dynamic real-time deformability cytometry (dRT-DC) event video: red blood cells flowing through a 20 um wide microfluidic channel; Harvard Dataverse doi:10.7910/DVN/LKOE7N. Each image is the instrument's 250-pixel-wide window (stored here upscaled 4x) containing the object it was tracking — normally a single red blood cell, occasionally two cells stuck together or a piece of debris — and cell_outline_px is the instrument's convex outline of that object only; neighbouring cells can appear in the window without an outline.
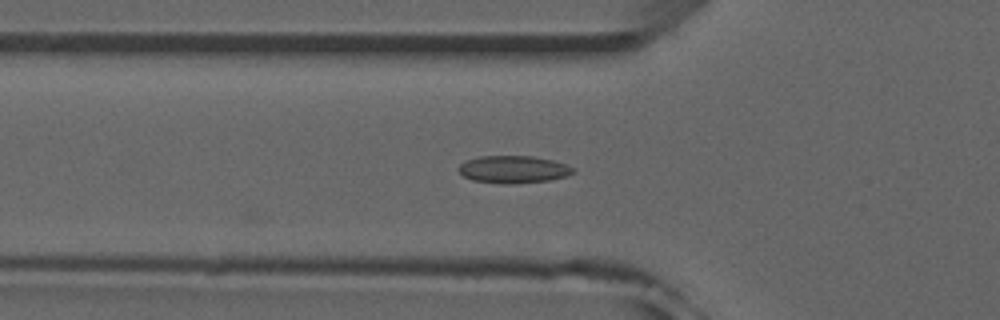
{"species": "common noctule bat (a hibernating species)", "species_latin": "Nyctalus noctula", "temperature_condition": "room temperature", "stored_images_in_passage": 39, "camera_frame_rate_fps": 3000, "um_per_image_px": 0.085, "animal": {"sex": "male", "forearm_length_mm": 52.5}, "frame": {"image": 1, "passage_image": 5, "time_ms": 1.333, "image_size_px": [1000, 320], "cell_outline_px": [[576, 172], [564, 176], [548, 180], [512, 184], [500, 184], [472, 180], [464, 176], [456, 168], [464, 160], [480, 156], [532, 156], [552, 160], [576, 168]], "centroid_in_image_um": [43.6, 14.4], "position_along_channel_um": 82.2, "area_um2": 18.38}}
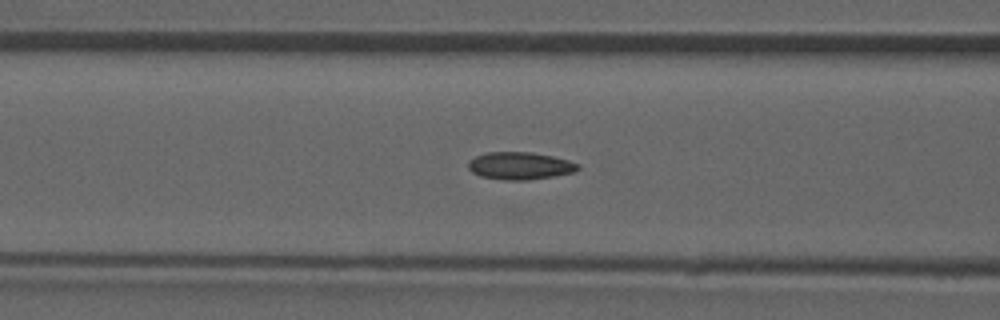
{"frame": {"image": 2, "passage_image": 8, "time_ms": 2.333, "image_size_px": [1000, 320], "cell_outline_px": [[580, 168], [576, 172], [556, 176], [528, 180], [504, 180], [480, 176], [472, 172], [468, 168], [468, 160], [476, 156], [488, 152], [532, 152], [552, 156], [568, 160], [580, 164]], "centroid_in_image_um": [44.22, 14.1], "position_along_channel_um": 122.4, "area_um2": 17.74}}
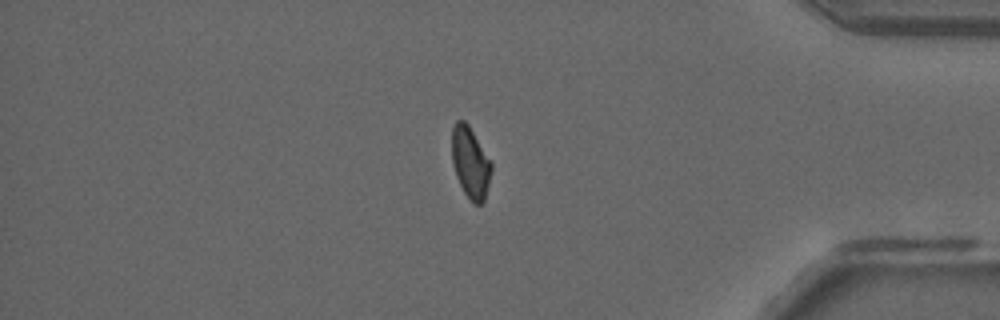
{"frame": {"image": 3, "passage_image": 31, "time_ms": 10.0, "image_size_px": [1000, 320], "cell_outline_px": [[492, 168], [484, 200], [480, 204], [472, 204], [464, 192], [456, 176], [452, 160], [452, 128], [456, 120], [464, 120], [468, 124], [492, 160]], "centroid_in_image_um": [39.99, 13.79], "position_along_channel_um": 395.2, "area_um2": 16.53}, "authors_computed_cell_mechanics": {"area_um2": 17.051, "velocity_mm_per_s": 3.9662, "shape_relaxation_time_tau1_ms": null, "shape_relaxation_time_tau2_ms": 1.4564, "deformation_change_tau1": null, "deformation_change_tau2": 0.0589}}